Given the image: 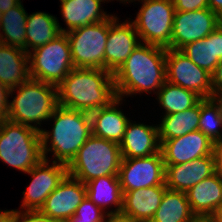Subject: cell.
Masks as SVG:
<instances>
[{"label": "cell", "mask_w": 222, "mask_h": 222, "mask_svg": "<svg viewBox=\"0 0 222 222\" xmlns=\"http://www.w3.org/2000/svg\"><path fill=\"white\" fill-rule=\"evenodd\" d=\"M167 48L141 43L113 74L119 98L137 93L157 94L166 82Z\"/></svg>", "instance_id": "1"}, {"label": "cell", "mask_w": 222, "mask_h": 222, "mask_svg": "<svg viewBox=\"0 0 222 222\" xmlns=\"http://www.w3.org/2000/svg\"><path fill=\"white\" fill-rule=\"evenodd\" d=\"M58 105L91 113L117 98L113 74L99 68L74 67L57 86Z\"/></svg>", "instance_id": "2"}, {"label": "cell", "mask_w": 222, "mask_h": 222, "mask_svg": "<svg viewBox=\"0 0 222 222\" xmlns=\"http://www.w3.org/2000/svg\"><path fill=\"white\" fill-rule=\"evenodd\" d=\"M48 120H54L52 132L40 131L43 157L52 152L53 162L68 165L92 135L90 114L58 105Z\"/></svg>", "instance_id": "3"}, {"label": "cell", "mask_w": 222, "mask_h": 222, "mask_svg": "<svg viewBox=\"0 0 222 222\" xmlns=\"http://www.w3.org/2000/svg\"><path fill=\"white\" fill-rule=\"evenodd\" d=\"M9 95L13 100L9 99L7 119L39 132L42 121L48 122L58 106L57 86L32 78L11 89Z\"/></svg>", "instance_id": "4"}, {"label": "cell", "mask_w": 222, "mask_h": 222, "mask_svg": "<svg viewBox=\"0 0 222 222\" xmlns=\"http://www.w3.org/2000/svg\"><path fill=\"white\" fill-rule=\"evenodd\" d=\"M121 161L119 143L91 135L67 165L68 175L85 184L102 176H118Z\"/></svg>", "instance_id": "5"}, {"label": "cell", "mask_w": 222, "mask_h": 222, "mask_svg": "<svg viewBox=\"0 0 222 222\" xmlns=\"http://www.w3.org/2000/svg\"><path fill=\"white\" fill-rule=\"evenodd\" d=\"M44 159L40 132L12 121L0 122V160L24 173Z\"/></svg>", "instance_id": "6"}, {"label": "cell", "mask_w": 222, "mask_h": 222, "mask_svg": "<svg viewBox=\"0 0 222 222\" xmlns=\"http://www.w3.org/2000/svg\"><path fill=\"white\" fill-rule=\"evenodd\" d=\"M74 68L66 33L29 52L30 78L58 86Z\"/></svg>", "instance_id": "7"}, {"label": "cell", "mask_w": 222, "mask_h": 222, "mask_svg": "<svg viewBox=\"0 0 222 222\" xmlns=\"http://www.w3.org/2000/svg\"><path fill=\"white\" fill-rule=\"evenodd\" d=\"M142 6L131 20L141 43L171 49L175 8L172 0H142Z\"/></svg>", "instance_id": "8"}, {"label": "cell", "mask_w": 222, "mask_h": 222, "mask_svg": "<svg viewBox=\"0 0 222 222\" xmlns=\"http://www.w3.org/2000/svg\"><path fill=\"white\" fill-rule=\"evenodd\" d=\"M109 27L110 18L66 33L74 67L104 69V52Z\"/></svg>", "instance_id": "9"}, {"label": "cell", "mask_w": 222, "mask_h": 222, "mask_svg": "<svg viewBox=\"0 0 222 222\" xmlns=\"http://www.w3.org/2000/svg\"><path fill=\"white\" fill-rule=\"evenodd\" d=\"M166 167L161 151L139 158L122 159L118 178L122 192L152 186H166Z\"/></svg>", "instance_id": "10"}, {"label": "cell", "mask_w": 222, "mask_h": 222, "mask_svg": "<svg viewBox=\"0 0 222 222\" xmlns=\"http://www.w3.org/2000/svg\"><path fill=\"white\" fill-rule=\"evenodd\" d=\"M166 81L191 90L201 98L213 97L211 74L194 64L180 50L167 48Z\"/></svg>", "instance_id": "11"}, {"label": "cell", "mask_w": 222, "mask_h": 222, "mask_svg": "<svg viewBox=\"0 0 222 222\" xmlns=\"http://www.w3.org/2000/svg\"><path fill=\"white\" fill-rule=\"evenodd\" d=\"M43 159L29 172L31 176L30 184L22 192V210H40L46 198L59 186L68 175L67 165L59 162H51ZM51 164V165H50Z\"/></svg>", "instance_id": "12"}, {"label": "cell", "mask_w": 222, "mask_h": 222, "mask_svg": "<svg viewBox=\"0 0 222 222\" xmlns=\"http://www.w3.org/2000/svg\"><path fill=\"white\" fill-rule=\"evenodd\" d=\"M222 24V19L209 8L190 12L175 11L171 35V49L201 40Z\"/></svg>", "instance_id": "13"}, {"label": "cell", "mask_w": 222, "mask_h": 222, "mask_svg": "<svg viewBox=\"0 0 222 222\" xmlns=\"http://www.w3.org/2000/svg\"><path fill=\"white\" fill-rule=\"evenodd\" d=\"M112 14L104 52V69L114 74L132 51L141 44L139 35L130 20L120 21ZM122 22V23H121Z\"/></svg>", "instance_id": "14"}, {"label": "cell", "mask_w": 222, "mask_h": 222, "mask_svg": "<svg viewBox=\"0 0 222 222\" xmlns=\"http://www.w3.org/2000/svg\"><path fill=\"white\" fill-rule=\"evenodd\" d=\"M85 197L86 184L67 175L39 211L56 222H67Z\"/></svg>", "instance_id": "15"}, {"label": "cell", "mask_w": 222, "mask_h": 222, "mask_svg": "<svg viewBox=\"0 0 222 222\" xmlns=\"http://www.w3.org/2000/svg\"><path fill=\"white\" fill-rule=\"evenodd\" d=\"M159 141L165 165L182 164L214 153V142L200 130Z\"/></svg>", "instance_id": "16"}, {"label": "cell", "mask_w": 222, "mask_h": 222, "mask_svg": "<svg viewBox=\"0 0 222 222\" xmlns=\"http://www.w3.org/2000/svg\"><path fill=\"white\" fill-rule=\"evenodd\" d=\"M168 189L187 192L194 185L216 172L214 153L176 165H165Z\"/></svg>", "instance_id": "17"}, {"label": "cell", "mask_w": 222, "mask_h": 222, "mask_svg": "<svg viewBox=\"0 0 222 222\" xmlns=\"http://www.w3.org/2000/svg\"><path fill=\"white\" fill-rule=\"evenodd\" d=\"M127 123L122 141L119 143L122 159L147 157L160 152L158 125Z\"/></svg>", "instance_id": "18"}, {"label": "cell", "mask_w": 222, "mask_h": 222, "mask_svg": "<svg viewBox=\"0 0 222 222\" xmlns=\"http://www.w3.org/2000/svg\"><path fill=\"white\" fill-rule=\"evenodd\" d=\"M166 189V186H152L124 192L119 216L135 222H150Z\"/></svg>", "instance_id": "19"}, {"label": "cell", "mask_w": 222, "mask_h": 222, "mask_svg": "<svg viewBox=\"0 0 222 222\" xmlns=\"http://www.w3.org/2000/svg\"><path fill=\"white\" fill-rule=\"evenodd\" d=\"M124 99L117 97L109 105L90 114L92 135L120 143L131 120L119 108Z\"/></svg>", "instance_id": "20"}, {"label": "cell", "mask_w": 222, "mask_h": 222, "mask_svg": "<svg viewBox=\"0 0 222 222\" xmlns=\"http://www.w3.org/2000/svg\"><path fill=\"white\" fill-rule=\"evenodd\" d=\"M62 18L67 28H60L67 33L76 28L104 21L112 16L102 10L101 2L111 0H59Z\"/></svg>", "instance_id": "21"}, {"label": "cell", "mask_w": 222, "mask_h": 222, "mask_svg": "<svg viewBox=\"0 0 222 222\" xmlns=\"http://www.w3.org/2000/svg\"><path fill=\"white\" fill-rule=\"evenodd\" d=\"M188 202L195 216H211L222 204V175L216 171L194 185L187 192Z\"/></svg>", "instance_id": "22"}, {"label": "cell", "mask_w": 222, "mask_h": 222, "mask_svg": "<svg viewBox=\"0 0 222 222\" xmlns=\"http://www.w3.org/2000/svg\"><path fill=\"white\" fill-rule=\"evenodd\" d=\"M86 196L106 211L109 216H119L123 207V192L118 176H102L86 183Z\"/></svg>", "instance_id": "23"}, {"label": "cell", "mask_w": 222, "mask_h": 222, "mask_svg": "<svg viewBox=\"0 0 222 222\" xmlns=\"http://www.w3.org/2000/svg\"><path fill=\"white\" fill-rule=\"evenodd\" d=\"M29 78V53L0 43V81L11 90Z\"/></svg>", "instance_id": "24"}, {"label": "cell", "mask_w": 222, "mask_h": 222, "mask_svg": "<svg viewBox=\"0 0 222 222\" xmlns=\"http://www.w3.org/2000/svg\"><path fill=\"white\" fill-rule=\"evenodd\" d=\"M57 17L46 12L28 14L26 21V52L47 44L61 34Z\"/></svg>", "instance_id": "25"}, {"label": "cell", "mask_w": 222, "mask_h": 222, "mask_svg": "<svg viewBox=\"0 0 222 222\" xmlns=\"http://www.w3.org/2000/svg\"><path fill=\"white\" fill-rule=\"evenodd\" d=\"M201 100L183 112L164 115L158 124L159 140H169L198 130Z\"/></svg>", "instance_id": "26"}, {"label": "cell", "mask_w": 222, "mask_h": 222, "mask_svg": "<svg viewBox=\"0 0 222 222\" xmlns=\"http://www.w3.org/2000/svg\"><path fill=\"white\" fill-rule=\"evenodd\" d=\"M27 17L22 1L4 12L0 19V43L26 51Z\"/></svg>", "instance_id": "27"}, {"label": "cell", "mask_w": 222, "mask_h": 222, "mask_svg": "<svg viewBox=\"0 0 222 222\" xmlns=\"http://www.w3.org/2000/svg\"><path fill=\"white\" fill-rule=\"evenodd\" d=\"M194 216L186 192L167 188L150 222H189Z\"/></svg>", "instance_id": "28"}, {"label": "cell", "mask_w": 222, "mask_h": 222, "mask_svg": "<svg viewBox=\"0 0 222 222\" xmlns=\"http://www.w3.org/2000/svg\"><path fill=\"white\" fill-rule=\"evenodd\" d=\"M160 108L165 111L164 115L183 112L195 106L202 98L195 92L184 89L166 81L156 94Z\"/></svg>", "instance_id": "29"}, {"label": "cell", "mask_w": 222, "mask_h": 222, "mask_svg": "<svg viewBox=\"0 0 222 222\" xmlns=\"http://www.w3.org/2000/svg\"><path fill=\"white\" fill-rule=\"evenodd\" d=\"M180 51L194 64L205 69L210 74L215 71L220 61L217 57L215 30L207 37L185 45Z\"/></svg>", "instance_id": "30"}, {"label": "cell", "mask_w": 222, "mask_h": 222, "mask_svg": "<svg viewBox=\"0 0 222 222\" xmlns=\"http://www.w3.org/2000/svg\"><path fill=\"white\" fill-rule=\"evenodd\" d=\"M198 130L208 136L213 142L222 139L221 98L211 97L201 99V112Z\"/></svg>", "instance_id": "31"}, {"label": "cell", "mask_w": 222, "mask_h": 222, "mask_svg": "<svg viewBox=\"0 0 222 222\" xmlns=\"http://www.w3.org/2000/svg\"><path fill=\"white\" fill-rule=\"evenodd\" d=\"M108 217L105 211L85 197L67 222H107Z\"/></svg>", "instance_id": "32"}, {"label": "cell", "mask_w": 222, "mask_h": 222, "mask_svg": "<svg viewBox=\"0 0 222 222\" xmlns=\"http://www.w3.org/2000/svg\"><path fill=\"white\" fill-rule=\"evenodd\" d=\"M12 222H56L39 210H18L13 209Z\"/></svg>", "instance_id": "33"}, {"label": "cell", "mask_w": 222, "mask_h": 222, "mask_svg": "<svg viewBox=\"0 0 222 222\" xmlns=\"http://www.w3.org/2000/svg\"><path fill=\"white\" fill-rule=\"evenodd\" d=\"M175 11L190 12L209 8L208 0H172Z\"/></svg>", "instance_id": "34"}, {"label": "cell", "mask_w": 222, "mask_h": 222, "mask_svg": "<svg viewBox=\"0 0 222 222\" xmlns=\"http://www.w3.org/2000/svg\"><path fill=\"white\" fill-rule=\"evenodd\" d=\"M212 77V94L213 97L222 96V59L217 64L215 71L211 74Z\"/></svg>", "instance_id": "35"}, {"label": "cell", "mask_w": 222, "mask_h": 222, "mask_svg": "<svg viewBox=\"0 0 222 222\" xmlns=\"http://www.w3.org/2000/svg\"><path fill=\"white\" fill-rule=\"evenodd\" d=\"M10 90L0 81V122L7 120Z\"/></svg>", "instance_id": "36"}, {"label": "cell", "mask_w": 222, "mask_h": 222, "mask_svg": "<svg viewBox=\"0 0 222 222\" xmlns=\"http://www.w3.org/2000/svg\"><path fill=\"white\" fill-rule=\"evenodd\" d=\"M216 171L222 172V139L214 142Z\"/></svg>", "instance_id": "37"}, {"label": "cell", "mask_w": 222, "mask_h": 222, "mask_svg": "<svg viewBox=\"0 0 222 222\" xmlns=\"http://www.w3.org/2000/svg\"><path fill=\"white\" fill-rule=\"evenodd\" d=\"M215 39L217 47V57L222 59V24L215 29Z\"/></svg>", "instance_id": "38"}, {"label": "cell", "mask_w": 222, "mask_h": 222, "mask_svg": "<svg viewBox=\"0 0 222 222\" xmlns=\"http://www.w3.org/2000/svg\"><path fill=\"white\" fill-rule=\"evenodd\" d=\"M209 9L222 19V0H208Z\"/></svg>", "instance_id": "39"}, {"label": "cell", "mask_w": 222, "mask_h": 222, "mask_svg": "<svg viewBox=\"0 0 222 222\" xmlns=\"http://www.w3.org/2000/svg\"><path fill=\"white\" fill-rule=\"evenodd\" d=\"M21 2V0H0V11L2 14L7 10L15 7Z\"/></svg>", "instance_id": "40"}, {"label": "cell", "mask_w": 222, "mask_h": 222, "mask_svg": "<svg viewBox=\"0 0 222 222\" xmlns=\"http://www.w3.org/2000/svg\"><path fill=\"white\" fill-rule=\"evenodd\" d=\"M12 214H13V209L12 210H4L2 211L0 209V222H12Z\"/></svg>", "instance_id": "41"}, {"label": "cell", "mask_w": 222, "mask_h": 222, "mask_svg": "<svg viewBox=\"0 0 222 222\" xmlns=\"http://www.w3.org/2000/svg\"><path fill=\"white\" fill-rule=\"evenodd\" d=\"M213 222H222V204L211 215Z\"/></svg>", "instance_id": "42"}, {"label": "cell", "mask_w": 222, "mask_h": 222, "mask_svg": "<svg viewBox=\"0 0 222 222\" xmlns=\"http://www.w3.org/2000/svg\"><path fill=\"white\" fill-rule=\"evenodd\" d=\"M189 222H213L211 216H194Z\"/></svg>", "instance_id": "43"}, {"label": "cell", "mask_w": 222, "mask_h": 222, "mask_svg": "<svg viewBox=\"0 0 222 222\" xmlns=\"http://www.w3.org/2000/svg\"><path fill=\"white\" fill-rule=\"evenodd\" d=\"M107 222H135L121 216H109Z\"/></svg>", "instance_id": "44"}, {"label": "cell", "mask_w": 222, "mask_h": 222, "mask_svg": "<svg viewBox=\"0 0 222 222\" xmlns=\"http://www.w3.org/2000/svg\"><path fill=\"white\" fill-rule=\"evenodd\" d=\"M113 1V0H112ZM117 1H120V3H130V2H135V1H138V2H140V1H142V0H117Z\"/></svg>", "instance_id": "45"}]
</instances>
